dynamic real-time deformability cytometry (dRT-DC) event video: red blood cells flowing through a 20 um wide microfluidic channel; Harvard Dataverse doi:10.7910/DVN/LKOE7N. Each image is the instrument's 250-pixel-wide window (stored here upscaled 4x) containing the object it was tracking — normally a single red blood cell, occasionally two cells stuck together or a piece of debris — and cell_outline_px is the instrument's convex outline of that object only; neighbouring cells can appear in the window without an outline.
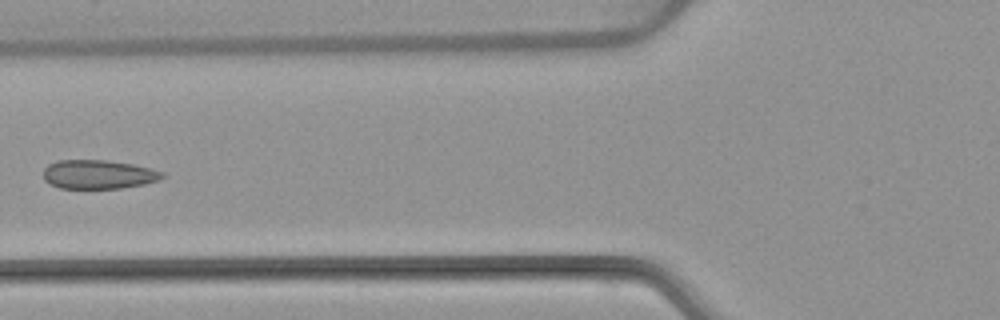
{"species": "common noctule bat (a hibernating species)", "species_latin": "Nyctalus noctula", "temperature_condition": "warm", "stored_images_in_passage": 6, "camera_frame_rate_fps": 3000, "um_per_image_px": 0.085, "animal": {"sex": "female", "body_mass_g": 22.7, "forearm_length_mm": 54.2}, "frame": {"image": 1, "passage_image": 6, "time_ms": 6.0, "image_size_px": [1000, 320], "cell_outline_px": [[164, 176], [160, 180], [144, 184], [120, 188], [60, 188], [48, 184], [44, 180], [44, 168], [48, 164], [56, 160], [108, 160], [132, 164], [152, 168], [164, 172]], "centroid_in_image_um": [8.36, 14.82], "position_along_channel_um": 117.4, "area_um2": 20.23}}